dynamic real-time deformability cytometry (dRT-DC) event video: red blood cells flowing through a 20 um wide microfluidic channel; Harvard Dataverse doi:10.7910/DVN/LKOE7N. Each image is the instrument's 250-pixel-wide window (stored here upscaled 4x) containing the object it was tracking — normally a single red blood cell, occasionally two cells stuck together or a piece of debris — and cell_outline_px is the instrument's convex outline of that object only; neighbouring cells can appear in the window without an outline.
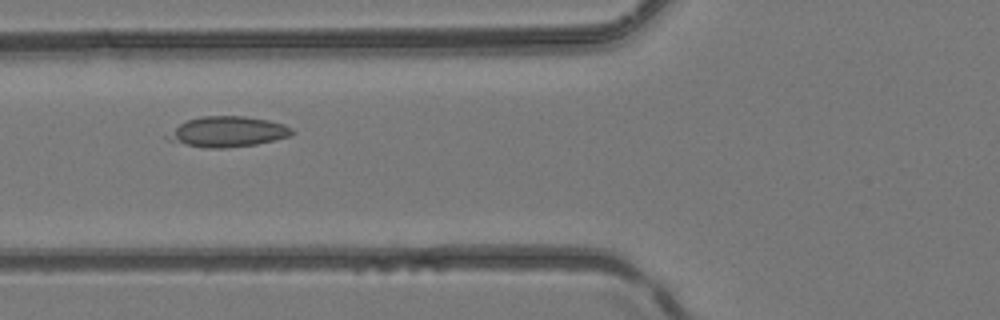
{"species": "common noctule bat (a hibernating species)", "species_latin": "Nyctalus noctula", "temperature_condition": "room temperature", "stored_images_in_passage": 4, "camera_frame_rate_fps": 3000, "um_per_image_px": 0.085, "animal": {"sex": "female", "body_mass_g": 24.6, "forearm_length_mm": 56.2}, "frame": {"image": 1, "passage_image": 3, "time_ms": 0.667, "image_size_px": [1000, 320], "cell_outline_px": [[296, 132], [292, 136], [276, 140], [256, 144], [224, 148], [208, 148], [168, 140], [164, 136], [180, 124], [188, 120], [200, 116], [244, 116], [268, 120], [284, 124], [292, 128]], "centroid_in_image_um": [19.4, 11.19], "position_along_channel_um": 106.4, "area_um2": 22.02}}
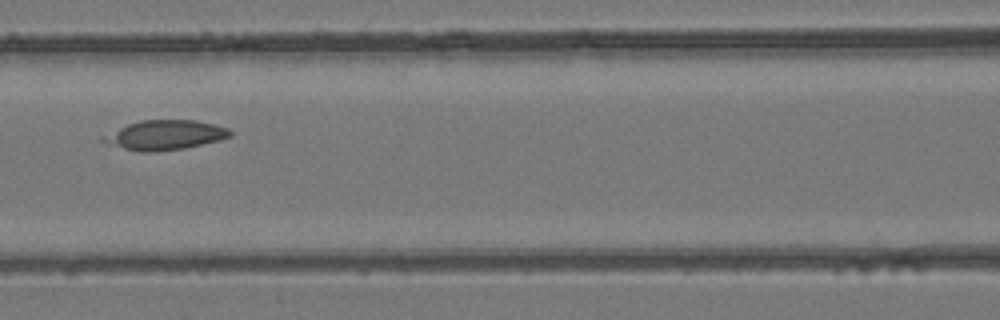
{"frame": {"image": 2, "passage_image": 4, "time_ms": 1.0, "image_size_px": [1000, 320], "cell_outline_px": [[232, 136], [220, 140], [184, 148], [156, 152], [140, 152], [108, 144], [100, 140], [100, 136], [128, 124], [140, 120], [196, 120], [228, 128], [232, 132]], "centroid_in_image_um": [14.0, 11.48], "position_along_channel_um": 152.6, "area_um2": 21.91}}